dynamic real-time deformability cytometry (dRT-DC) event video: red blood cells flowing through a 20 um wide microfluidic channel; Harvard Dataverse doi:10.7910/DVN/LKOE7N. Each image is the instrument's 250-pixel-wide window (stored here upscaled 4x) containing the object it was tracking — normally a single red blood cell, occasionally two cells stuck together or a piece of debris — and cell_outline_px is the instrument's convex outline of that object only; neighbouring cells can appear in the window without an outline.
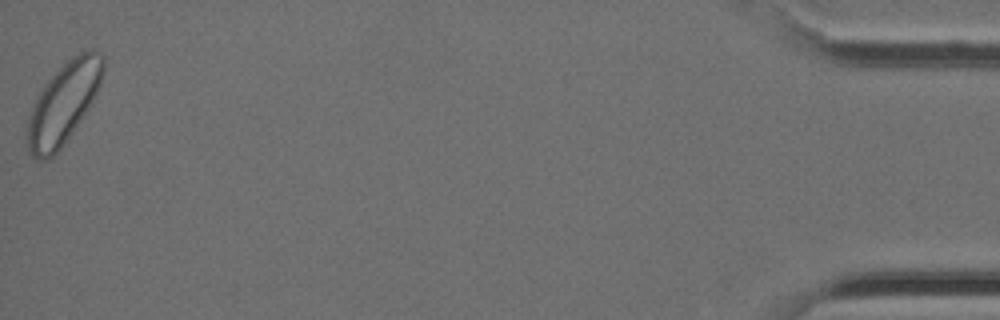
{"species": "Egyptian fruit bat (a non-hibernating species)", "species_latin": "Rousettus aegyptiacus", "temperature_condition": "cold", "stored_images_in_passage": 39, "camera_frame_rate_fps": 3000, "um_per_image_px": 0.085, "animal": {"sex": "female"}, "frame": {"image": 1, "passage_image": 39, "time_ms": 12.667, "image_size_px": [1000, 320], "cell_outline_px": [[104, 72], [100, 84], [88, 108], [72, 132], [60, 148], [48, 160], [36, 160], [32, 156], [28, 148], [24, 136], [24, 128], [28, 116], [36, 96], [44, 84], [68, 60], [80, 52], [88, 48], [100, 52], [104, 56]], "centroid_in_image_um": [5.35, 8.79], "position_along_channel_um": 429.9, "area_um2": 35.89}}